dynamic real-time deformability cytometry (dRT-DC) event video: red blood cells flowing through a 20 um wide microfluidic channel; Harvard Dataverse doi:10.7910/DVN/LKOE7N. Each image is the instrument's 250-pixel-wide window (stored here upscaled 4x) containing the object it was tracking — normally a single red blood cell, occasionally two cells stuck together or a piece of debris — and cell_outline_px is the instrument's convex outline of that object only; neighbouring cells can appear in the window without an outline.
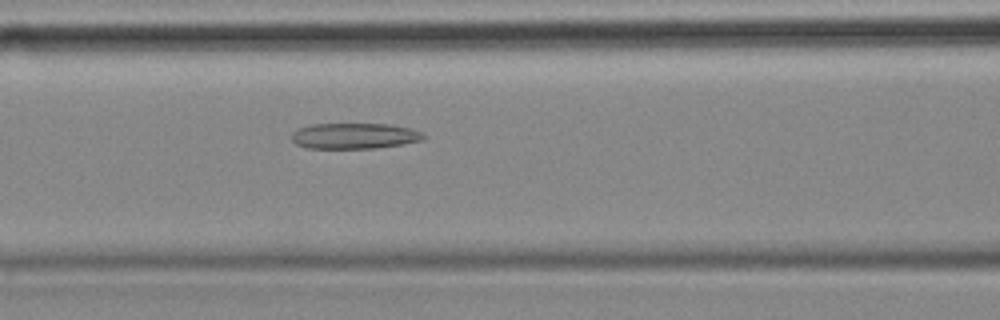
{"species": "common noctule bat (a hibernating species)", "species_latin": "Nyctalus noctula", "temperature_condition": "cold", "stored_images_in_passage": 53, "camera_frame_rate_fps": 3000, "um_per_image_px": 0.085, "animal": {"sex": "female", "body_mass_g": 18.4}, "frame": {"image": 1, "passage_image": 20, "time_ms": 6.333, "image_size_px": [1000, 320], "cell_outline_px": [[428, 136], [424, 140], [376, 148], [308, 148], [296, 144], [292, 140], [292, 132], [296, 128], [312, 124], [388, 124], [412, 128]], "centroid_in_image_um": [30.13, 11.54], "position_along_channel_um": 136.5, "area_um2": 19.88}}
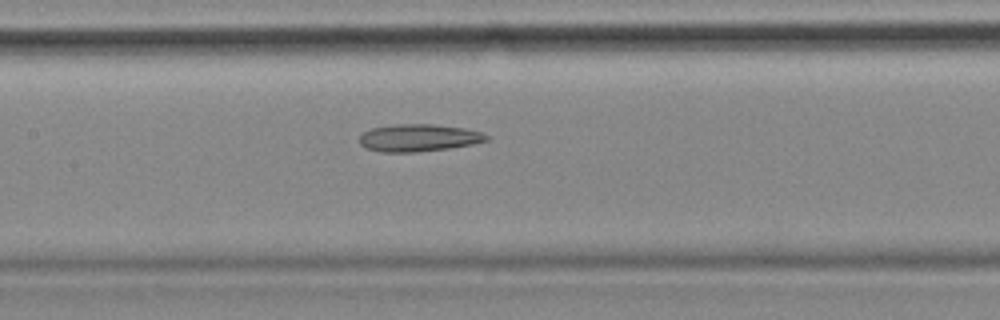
{"frame": {"image": 2, "passage_image": 23, "time_ms": 7.333, "image_size_px": [1000, 320], "cell_outline_px": [[488, 140], [472, 144], [448, 148], [416, 152], [380, 152], [364, 148], [360, 144], [360, 136], [364, 132], [372, 128], [396, 124], [432, 124], [464, 128], [484, 132], [488, 136]], "centroid_in_image_um": [35.58, 11.71], "position_along_channel_um": 171.8, "area_um2": 20.23}}
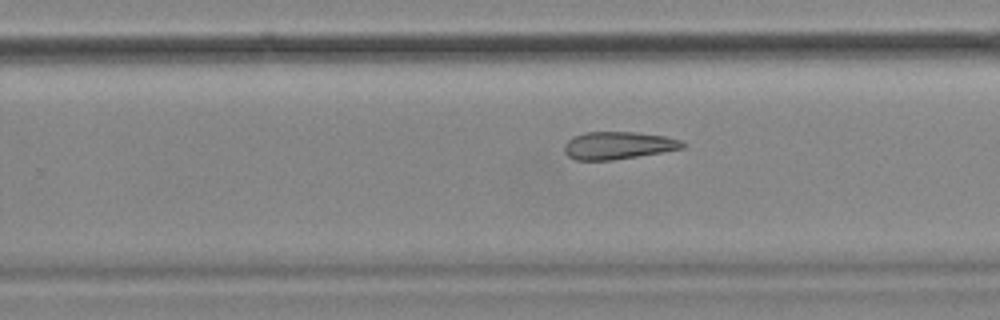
{"frame": {"image": 3, "passage_image": 32, "time_ms": 10.333, "image_size_px": [1000, 320], "cell_outline_px": [[688, 144], [684, 148], [612, 160], [576, 160], [568, 156], [564, 152], [564, 144], [572, 136], [584, 132], [636, 132], [664, 136], [680, 140]], "centroid_in_image_um": [52.51, 12.35], "position_along_channel_um": 277.3, "area_um2": 18.96}}